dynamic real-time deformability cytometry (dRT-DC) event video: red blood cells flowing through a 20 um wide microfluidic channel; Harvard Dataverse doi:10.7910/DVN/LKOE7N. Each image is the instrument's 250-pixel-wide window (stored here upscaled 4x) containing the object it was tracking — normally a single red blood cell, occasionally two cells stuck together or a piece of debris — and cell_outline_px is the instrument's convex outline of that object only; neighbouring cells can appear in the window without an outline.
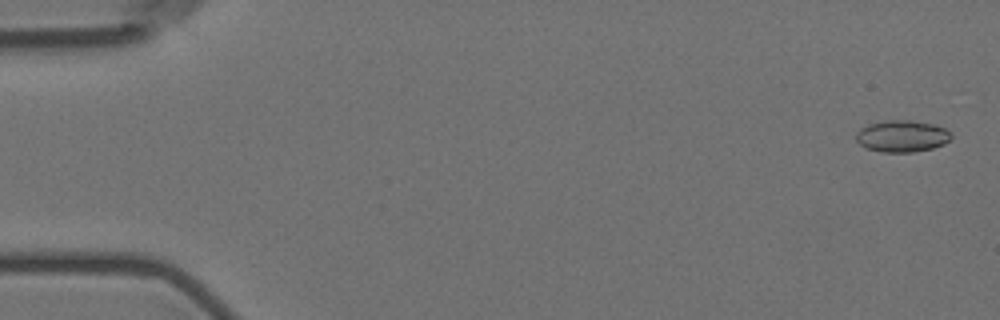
{"species": "Egyptian fruit bat (a non-hibernating species)", "species_latin": "Rousettus aegyptiacus", "temperature_condition": "room temperature", "stored_images_in_passage": 6, "camera_frame_rate_fps": 3000, "um_per_image_px": 0.085, "animal": {"sex": "female"}, "frame": {"image": 1, "passage_image": 1, "time_ms": 0.0, "image_size_px": [1000, 320], "cell_outline_px": [[952, 136], [944, 144], [932, 148], [912, 152], [880, 152], [864, 148], [856, 140], [856, 132], [860, 128], [868, 124], [884, 120], [912, 120], [936, 124], [952, 132]], "centroid_in_image_um": [76.66, 11.56], "position_along_channel_um": 8.3, "area_um2": 17.86}}